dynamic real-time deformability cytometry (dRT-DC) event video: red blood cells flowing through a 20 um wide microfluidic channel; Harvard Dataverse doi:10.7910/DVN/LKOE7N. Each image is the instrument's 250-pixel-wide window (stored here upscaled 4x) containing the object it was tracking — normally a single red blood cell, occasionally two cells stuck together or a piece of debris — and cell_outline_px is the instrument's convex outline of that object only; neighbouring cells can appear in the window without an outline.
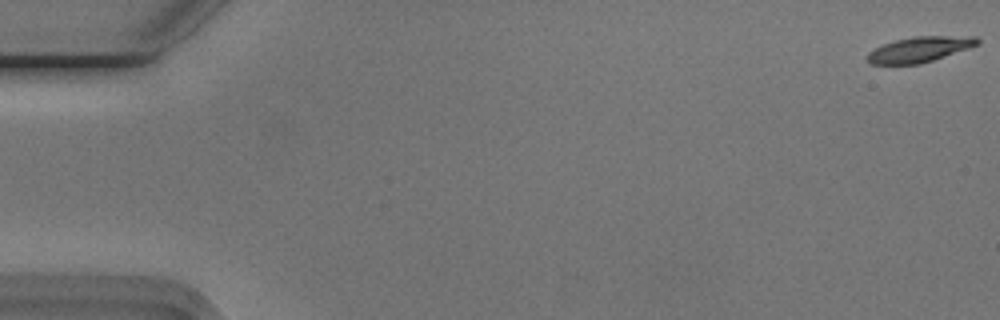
{"species": "Egyptian fruit bat (a non-hibernating species)", "species_latin": "Rousettus aegyptiacus", "temperature_condition": "cold", "stored_images_in_passage": 11, "camera_frame_rate_fps": 3000, "um_per_image_px": 0.085, "animal": {"sex": "male"}, "frame": {"image": 1, "passage_image": 1, "time_ms": 0.0, "image_size_px": [1000, 320], "cell_outline_px": [[980, 44], [920, 64], [868, 64], [864, 60], [868, 52], [884, 44], [896, 40], [912, 36], [976, 36], [980, 40]], "centroid_in_image_um": [78.13, 4.2], "position_along_channel_um": 6.9, "area_um2": 16.3}}